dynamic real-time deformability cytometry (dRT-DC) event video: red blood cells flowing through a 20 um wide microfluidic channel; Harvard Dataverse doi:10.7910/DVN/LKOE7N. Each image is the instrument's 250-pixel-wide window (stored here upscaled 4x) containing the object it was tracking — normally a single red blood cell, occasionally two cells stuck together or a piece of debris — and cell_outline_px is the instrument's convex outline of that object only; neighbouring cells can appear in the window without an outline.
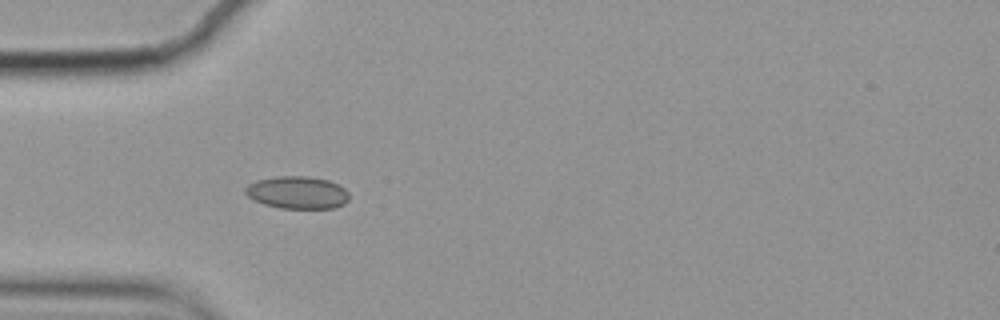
{"species": "common noctule bat (a hibernating species)", "species_latin": "Nyctalus noctula", "temperature_condition": "cold", "stored_images_in_passage": 35, "camera_frame_rate_fps": 3000, "um_per_image_px": 0.085, "animal": {"sex": "female", "body_mass_g": 19.9}, "frame": {"image": 1, "passage_image": 1, "time_ms": 0.0, "image_size_px": [1000, 320], "cell_outline_px": [[348, 200], [344, 204], [336, 208], [280, 208], [264, 204], [252, 200], [244, 192], [244, 188], [248, 184], [256, 180], [276, 176], [308, 176], [328, 180], [344, 188], [348, 192]], "centroid_in_image_um": [25.24, 16.36], "position_along_channel_um": 59.8, "area_um2": 19.77}}
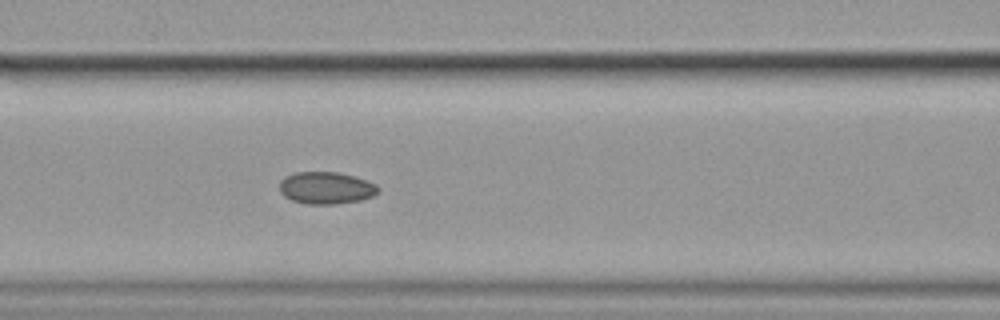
{"frame": {"image": 2, "passage_image": 8, "time_ms": 2.333, "image_size_px": [1000, 320], "cell_outline_px": [[380, 188], [372, 196], [360, 200], [336, 204], [304, 204], [292, 200], [284, 196], [280, 192], [280, 180], [284, 176], [296, 172], [336, 172], [352, 176], [376, 184]], "centroid_in_image_um": [27.67, 15.98], "position_along_channel_um": 138.9, "area_um2": 18.38}}
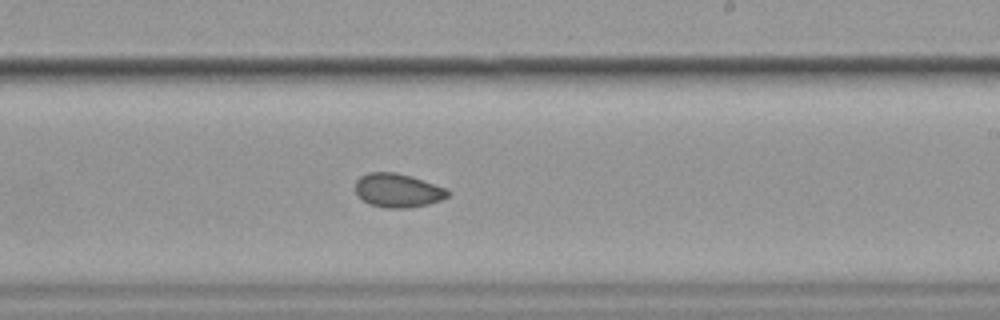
{"frame": {"image": 3, "passage_image": 18, "time_ms": 5.667, "image_size_px": [1000, 320], "cell_outline_px": [[448, 196], [440, 200], [428, 204], [408, 208], [384, 208], [372, 204], [364, 200], [356, 192], [356, 180], [360, 176], [368, 172], [396, 172], [412, 176], [448, 188]], "centroid_in_image_um": [33.83, 16.17], "position_along_channel_um": 255.2, "area_um2": 18.21}, "authors_computed_cell_mechanics": {"area_um2": 18.4382, "velocity_mm_per_s": 3.5105, "shape_relaxation_time_tau1_ms": null, "shape_relaxation_time_tau2_ms": 3.9389, "deformation_change_tau1": null, "deformation_change_tau2": 0.0599}}